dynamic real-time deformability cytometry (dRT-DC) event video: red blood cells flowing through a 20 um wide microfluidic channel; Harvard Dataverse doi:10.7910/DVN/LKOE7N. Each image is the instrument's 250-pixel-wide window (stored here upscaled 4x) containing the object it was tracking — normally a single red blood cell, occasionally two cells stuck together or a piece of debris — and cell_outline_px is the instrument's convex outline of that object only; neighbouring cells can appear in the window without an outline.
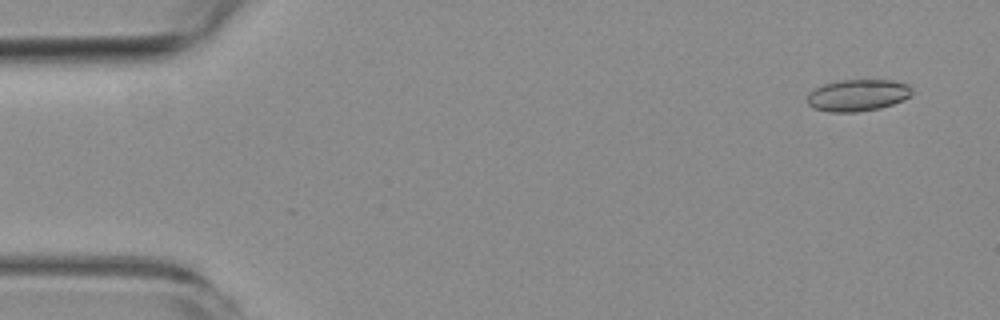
{"species": "common noctule bat (a hibernating species)", "species_latin": "Nyctalus noctula", "temperature_condition": "room temperature", "stored_images_in_passage": 6, "camera_frame_rate_fps": 3000, "um_per_image_px": 0.085, "animal": {"sex": "female", "body_mass_g": 19.3, "forearm_length_mm": 54.1}, "frame": {"image": 1, "passage_image": 1, "time_ms": 0.0, "image_size_px": [1000, 320], "cell_outline_px": [[912, 96], [904, 100], [880, 108], [856, 112], [832, 112], [812, 108], [808, 104], [808, 92], [824, 84], [840, 80], [892, 80], [908, 84], [912, 88]], "centroid_in_image_um": [72.93, 8.09], "position_along_channel_um": 12.1, "area_um2": 19.48}}
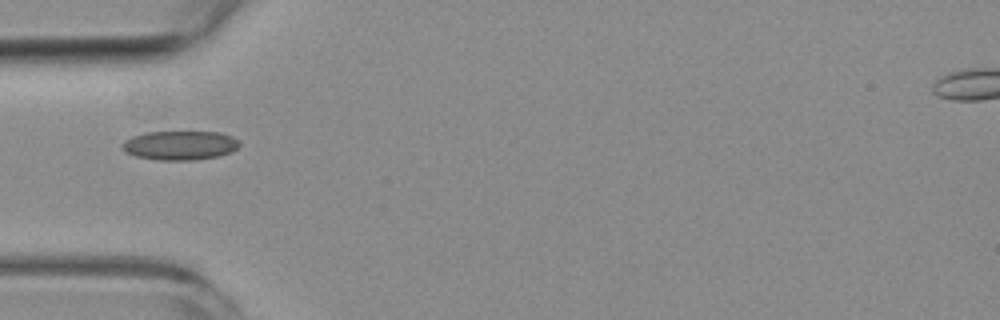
{"frame": {"image": 2, "passage_image": 5, "time_ms": 4.667, "image_size_px": [1000, 320], "cell_outline_px": [[240, 144], [232, 152], [216, 156], [196, 160], [160, 160], [136, 156], [120, 148], [120, 144], [124, 140], [132, 136], [148, 132], [220, 132], [232, 136], [240, 140]], "centroid_in_image_um": [15.3, 12.35], "position_along_channel_um": 69.7, "area_um2": 19.94}}
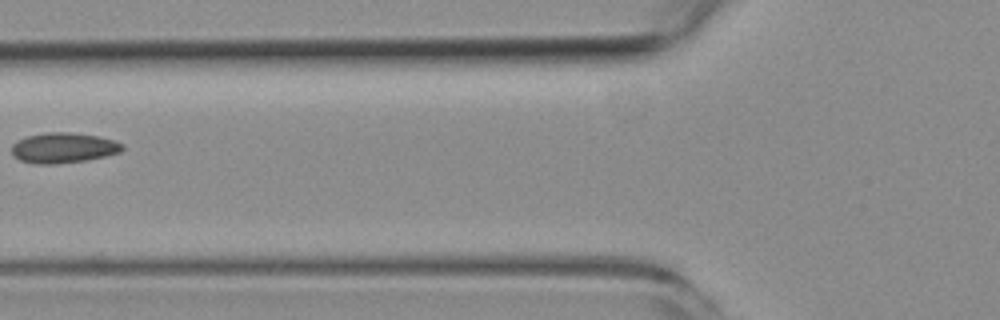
{"frame": {"image": 3, "passage_image": 6, "time_ms": 6.0, "image_size_px": [1000, 320], "cell_outline_px": [[124, 148], [120, 152], [88, 160], [56, 164], [32, 164], [20, 160], [12, 152], [12, 144], [16, 140], [28, 136], [48, 132], [68, 132], [100, 136], [124, 144]], "centroid_in_image_um": [5.39, 12.57], "position_along_channel_um": 120.4, "area_um2": 19.59}}